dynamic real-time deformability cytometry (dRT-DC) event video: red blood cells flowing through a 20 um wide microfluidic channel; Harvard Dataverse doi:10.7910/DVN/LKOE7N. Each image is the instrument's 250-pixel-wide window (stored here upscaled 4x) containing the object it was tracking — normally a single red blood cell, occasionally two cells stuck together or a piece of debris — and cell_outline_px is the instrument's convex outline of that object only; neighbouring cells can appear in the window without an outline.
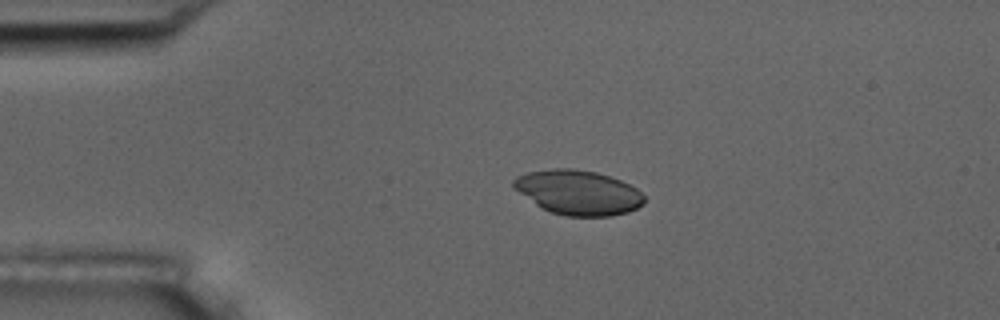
{"species": "common noctule bat (a hibernating species)", "species_latin": "Nyctalus noctula", "temperature_condition": "room temperature", "stored_images_in_passage": 5, "camera_frame_rate_fps": 3000, "um_per_image_px": 0.085, "animal": {"sex": "male", "body_mass_g": 17.5, "forearm_length_mm": 52.3}, "frame": {"image": 1, "passage_image": 4, "time_ms": 3.333, "image_size_px": [1000, 320], "cell_outline_px": [[644, 204], [628, 212], [612, 216], [564, 216], [552, 212], [536, 204], [512, 188], [512, 180], [516, 176], [524, 172], [556, 168], [572, 168], [596, 172], [620, 180], [636, 188], [644, 196]], "centroid_in_image_um": [49.12, 16.35], "position_along_channel_um": 35.9, "area_um2": 33.99}}